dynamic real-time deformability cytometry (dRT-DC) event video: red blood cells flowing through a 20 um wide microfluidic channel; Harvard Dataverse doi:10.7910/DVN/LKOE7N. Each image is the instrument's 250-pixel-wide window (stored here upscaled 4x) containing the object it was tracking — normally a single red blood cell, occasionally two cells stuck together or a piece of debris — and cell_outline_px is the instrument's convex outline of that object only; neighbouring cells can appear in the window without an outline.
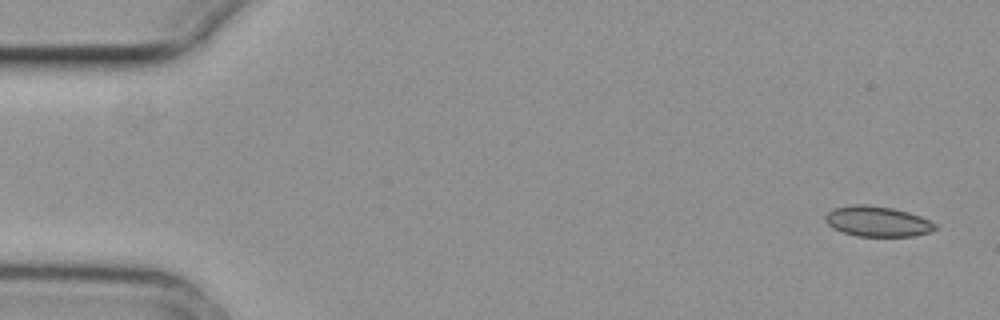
{"species": "common noctule bat (a hibernating species)", "species_latin": "Nyctalus noctula", "temperature_condition": "cold", "stored_images_in_passage": 5, "camera_frame_rate_fps": 3000, "um_per_image_px": 0.085, "animal": {"sex": "female", "body_mass_g": 29.2, "forearm_length_mm": 56.3}, "frame": {"image": 1, "passage_image": 1, "time_ms": 0.0, "image_size_px": [1000, 320], "cell_outline_px": [[936, 228], [932, 232], [912, 236], [856, 236], [832, 228], [824, 220], [824, 216], [832, 208], [852, 204], [868, 204], [892, 208], [908, 212], [920, 216], [936, 224]], "centroid_in_image_um": [74.55, 18.81], "position_along_channel_um": 10.5, "area_um2": 19.54}}
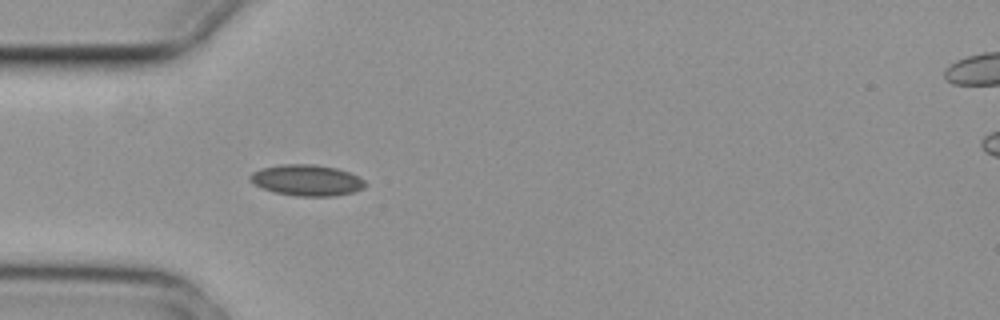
{"frame": {"image": 2, "passage_image": 5, "time_ms": 1.333, "image_size_px": [1000, 320], "cell_outline_px": [[368, 184], [364, 188], [352, 192], [336, 196], [296, 196], [276, 192], [260, 188], [248, 176], [252, 172], [260, 168], [280, 164], [316, 164], [336, 168], [348, 172], [364, 180]], "centroid_in_image_um": [26.08, 15.31], "position_along_channel_um": 58.9, "area_um2": 20.87}}